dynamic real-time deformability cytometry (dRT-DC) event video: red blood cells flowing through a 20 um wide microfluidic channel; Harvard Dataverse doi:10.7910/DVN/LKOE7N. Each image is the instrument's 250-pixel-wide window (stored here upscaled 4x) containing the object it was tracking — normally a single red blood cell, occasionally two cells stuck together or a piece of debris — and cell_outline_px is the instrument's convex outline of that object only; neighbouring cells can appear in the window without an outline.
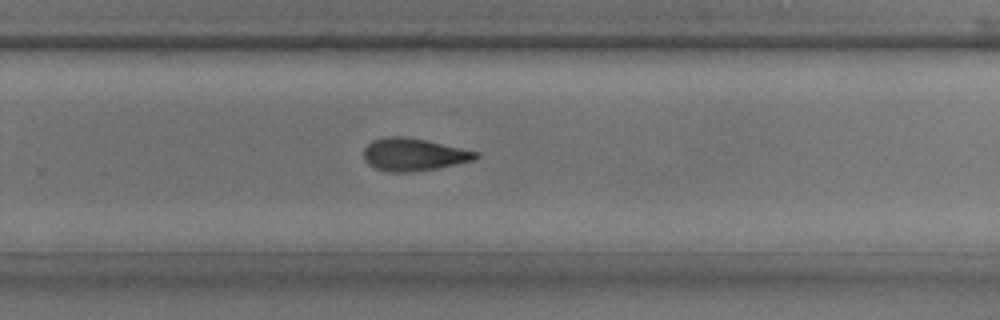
{"species": "common noctule bat (a hibernating species)", "species_latin": "Nyctalus noctula", "temperature_condition": "room temperature", "stored_images_in_passage": 34, "camera_frame_rate_fps": 3000, "um_per_image_px": 0.085, "animal": {"sex": "male", "body_mass_g": 17.9, "forearm_length_mm": 54.2}, "frame": {"image": 1, "passage_image": 25, "time_ms": 8.0, "image_size_px": [1000, 320], "cell_outline_px": [[480, 156], [476, 160], [436, 168], [408, 172], [388, 172], [376, 168], [368, 164], [364, 160], [364, 148], [372, 140], [388, 136], [404, 136], [428, 140], [480, 152]], "centroid_in_image_um": [35.18, 13.12], "position_along_channel_um": 294.6, "area_um2": 21.44}}